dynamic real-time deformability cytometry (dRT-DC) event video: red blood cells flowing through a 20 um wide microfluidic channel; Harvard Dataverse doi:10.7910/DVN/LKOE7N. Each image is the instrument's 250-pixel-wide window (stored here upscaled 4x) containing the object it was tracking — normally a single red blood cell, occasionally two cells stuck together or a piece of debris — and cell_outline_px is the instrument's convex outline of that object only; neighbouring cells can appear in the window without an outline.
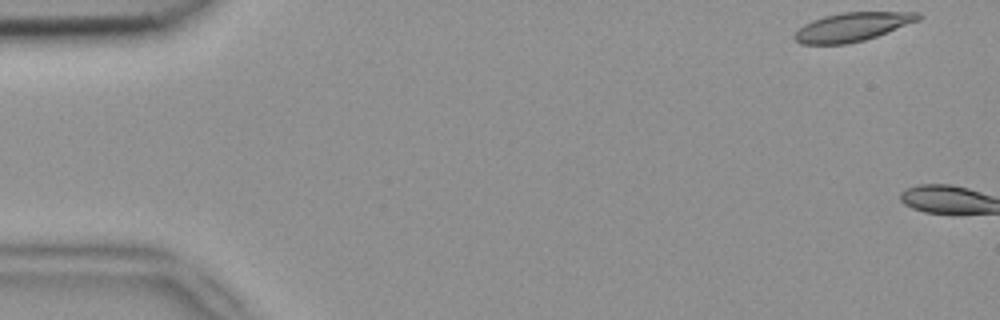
{"species": "common noctule bat (a hibernating species)", "species_latin": "Nyctalus noctula", "temperature_condition": "room temperature", "stored_images_in_passage": 6, "camera_frame_rate_fps": 3000, "um_per_image_px": 0.085, "animal": {"sex": "female", "body_mass_g": 18.4}, "frame": {"image": 1, "passage_image": 1, "time_ms": 0.0, "image_size_px": [1000, 320], "cell_outline_px": [[920, 20], [876, 36], [864, 40], [848, 44], [800, 44], [792, 36], [804, 24], [812, 20], [824, 16], [844, 12], [920, 12]], "centroid_in_image_um": [72.43, 2.29], "position_along_channel_um": 12.6, "area_um2": 20.58}}
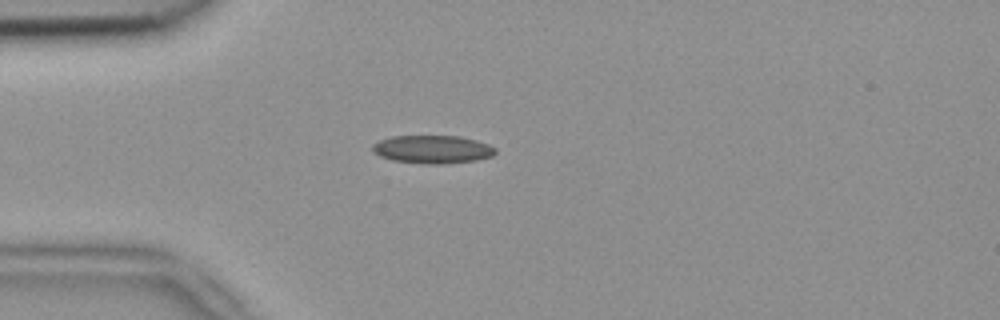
{"frame": {"image": 2, "passage_image": 6, "time_ms": 1.667, "image_size_px": [1000, 320], "cell_outline_px": [[496, 152], [492, 156], [476, 160], [440, 164], [424, 164], [392, 160], [380, 156], [372, 152], [372, 144], [380, 140], [392, 136], [460, 136], [476, 140], [488, 144], [496, 148]], "centroid_in_image_um": [36.75, 12.69], "position_along_channel_um": 48.3, "area_um2": 20.17}}